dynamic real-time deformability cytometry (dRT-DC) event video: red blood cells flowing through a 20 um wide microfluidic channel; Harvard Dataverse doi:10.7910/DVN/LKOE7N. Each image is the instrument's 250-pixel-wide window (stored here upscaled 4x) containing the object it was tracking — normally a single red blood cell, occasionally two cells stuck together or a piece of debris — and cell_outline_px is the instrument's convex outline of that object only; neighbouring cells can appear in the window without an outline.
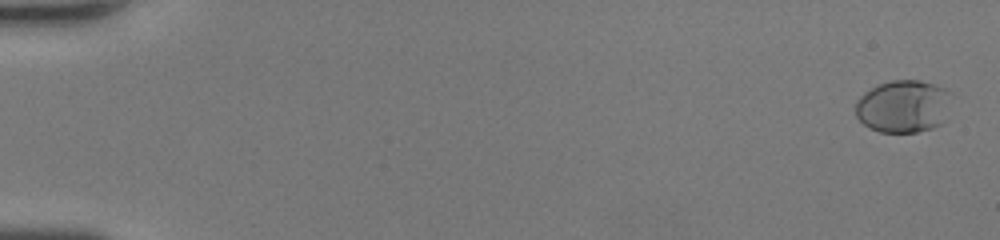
{"species": "human", "species_latin": "Homo sapiens", "temperature_condition": "room temperature", "stored_images_in_passage": 49, "camera_frame_rate_fps": 3000, "um_per_image_px": 0.085, "donor": {"sex": "female"}, "frame": {"image": 1, "passage_image": 1, "time_ms": 0.0, "image_size_px": [1000, 240], "cell_outline_px": [[948, 92], [940, 124], [932, 128], [916, 132], [880, 132], [864, 124], [856, 116], [856, 100], [864, 92], [876, 84], [892, 80], [920, 80], [948, 88]], "centroid_in_image_um": [76.68, 9.01], "position_along_channel_um": 8.3, "area_um2": 28.78}}
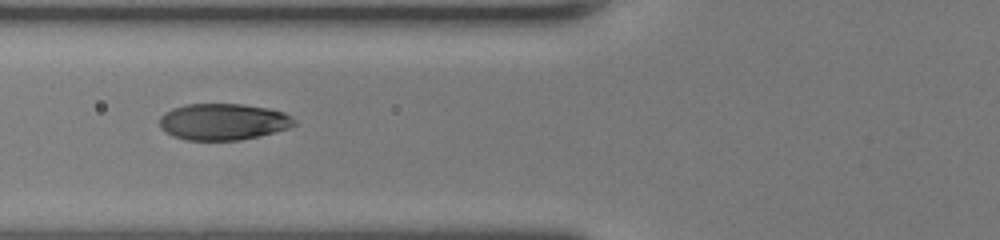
{"frame": {"image": 2, "passage_image": 21, "time_ms": 6.667, "image_size_px": [1000, 240], "cell_outline_px": [[296, 124], [288, 128], [260, 136], [240, 140], [184, 140], [172, 136], [164, 132], [160, 128], [160, 116], [164, 112], [172, 108], [188, 104], [240, 104], [268, 108], [284, 112], [296, 120]], "centroid_in_image_um": [18.94, 10.35], "position_along_channel_um": 106.9, "area_um2": 28.84}}
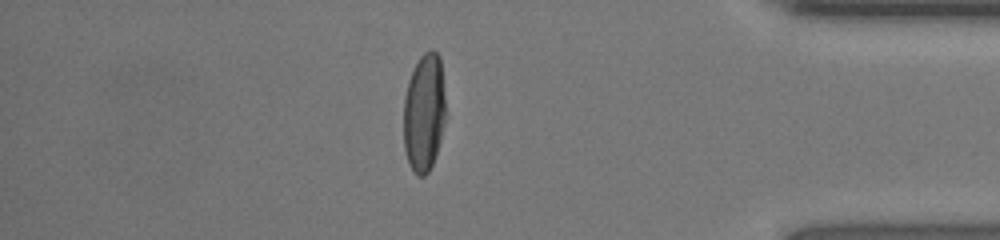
{"frame": {"image": 3, "passage_image": 43, "time_ms": 14.0, "image_size_px": [1000, 240], "cell_outline_px": [[444, 124], [440, 140], [432, 164], [428, 172], [424, 176], [416, 176], [412, 172], [408, 164], [404, 148], [404, 96], [408, 80], [420, 56], [424, 52], [432, 48], [440, 56], [444, 96]], "centroid_in_image_um": [36.02, 9.59], "position_along_channel_um": 399.2, "area_um2": 28.96}, "authors_computed_cell_mechanics": {"area_um2": 29.4202, "velocity_mm_per_s": 4.3665, "shape_relaxation_time_tau1_ms": 3.5506, "shape_relaxation_time_tau2_ms": null, "deformation_change_tau1": 0.1979, "deformation_change_tau2": null}}